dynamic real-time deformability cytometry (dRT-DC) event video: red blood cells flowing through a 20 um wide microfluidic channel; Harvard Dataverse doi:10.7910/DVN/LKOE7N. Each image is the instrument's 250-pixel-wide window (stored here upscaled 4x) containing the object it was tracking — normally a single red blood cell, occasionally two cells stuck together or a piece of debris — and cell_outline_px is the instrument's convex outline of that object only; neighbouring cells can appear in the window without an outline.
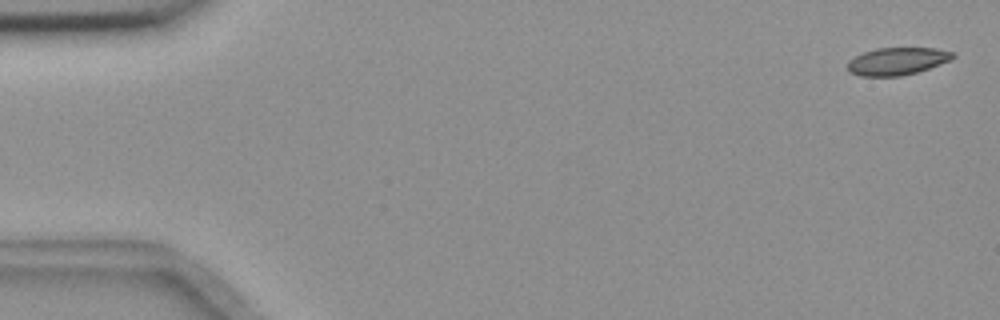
{"species": "common noctule bat (a hibernating species)", "species_latin": "Nyctalus noctula", "temperature_condition": "room temperature", "stored_images_in_passage": 56, "camera_frame_rate_fps": 3000, "um_per_image_px": 0.085, "animal": {"sex": "female", "body_mass_g": 18.4}, "frame": {"image": 1, "passage_image": 2, "time_ms": 0.333, "image_size_px": [1000, 320], "cell_outline_px": [[956, 56], [940, 64], [916, 72], [900, 76], [860, 76], [848, 72], [848, 60], [864, 52], [876, 48], [936, 48], [956, 52]], "centroid_in_image_um": [76.25, 5.2], "position_along_channel_um": 8.7, "area_um2": 16.82}}
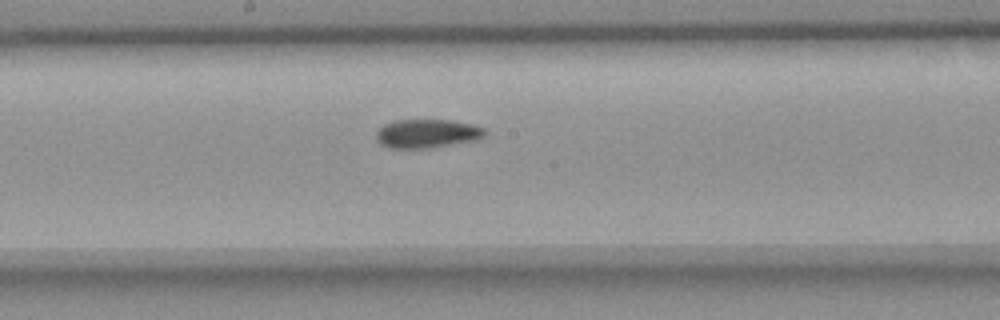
{"frame": {"image": 2, "passage_image": 30, "time_ms": 9.667, "image_size_px": [1000, 320], "cell_outline_px": [[484, 136], [476, 140], [432, 148], [388, 148], [380, 144], [376, 140], [376, 132], [384, 124], [396, 120], [452, 120], [472, 124], [484, 128]], "centroid_in_image_um": [36.27, 11.36], "position_along_channel_um": 211.9, "area_um2": 18.26}}
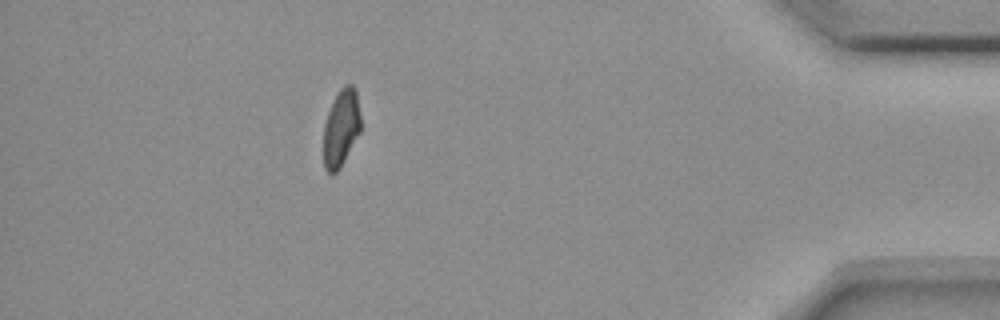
{"frame": {"image": 3, "passage_image": 50, "time_ms": 16.333, "image_size_px": [1000, 320], "cell_outline_px": [[360, 132], [340, 168], [336, 172], [328, 172], [324, 168], [324, 124], [328, 112], [340, 88], [344, 84], [352, 84], [356, 88], [360, 116]], "centroid_in_image_um": [29.0, 10.85], "position_along_channel_um": 406.2, "area_um2": 16.59}, "authors_computed_cell_mechanics": {"area_um2": 18.0625, "velocity_mm_per_s": 3.6603, "shape_relaxation_time_tau1_ms": 8.7712, "shape_relaxation_time_tau2_ms": 3.1897, "deformation_change_tau1": 0.1792, "deformation_change_tau2": 0.0746}}